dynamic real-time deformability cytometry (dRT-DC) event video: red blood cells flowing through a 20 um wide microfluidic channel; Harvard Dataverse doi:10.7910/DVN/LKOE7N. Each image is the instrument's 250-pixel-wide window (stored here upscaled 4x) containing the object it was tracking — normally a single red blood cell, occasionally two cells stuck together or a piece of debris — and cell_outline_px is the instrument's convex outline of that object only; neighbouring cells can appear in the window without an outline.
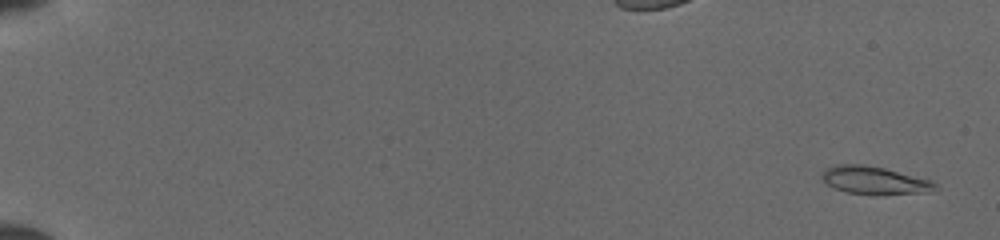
{"species": "common noctule bat (a hibernating species)", "species_latin": "Nyctalus noctula", "temperature_condition": "cold", "stored_images_in_passage": 52, "camera_frame_rate_fps": 3000, "um_per_image_px": 0.085, "animal": {"sex": "female", "body_mass_g": 19.5, "forearm_length_mm": 54.1}, "frame": {"image": 1, "passage_image": 2, "time_ms": 0.333, "image_size_px": [1000, 240], "cell_outline_px": [[940, 188], [928, 192], [876, 196], [872, 196], [844, 192], [828, 184], [820, 176], [820, 172], [824, 168], [836, 164], [860, 164], [884, 168], [932, 180]], "centroid_in_image_um": [74.33, 15.35], "position_along_channel_um": 10.7, "area_um2": 18.9}}
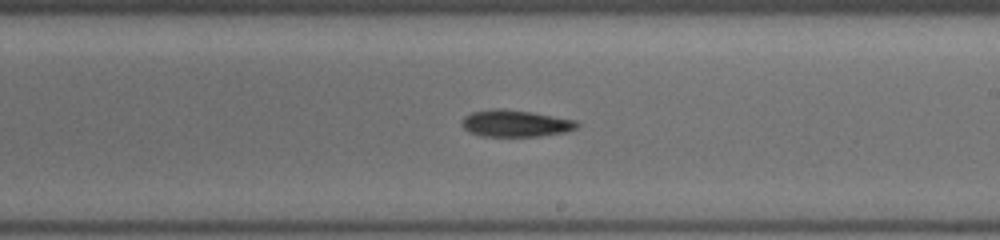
{"frame": {"image": 2, "passage_image": 32, "time_ms": 10.333, "image_size_px": [1000, 240], "cell_outline_px": [[580, 124], [576, 128], [564, 132], [540, 136], [480, 136], [468, 132], [460, 124], [460, 120], [464, 116], [472, 112], [492, 108], [500, 108], [532, 112], [576, 120]], "centroid_in_image_um": [43.76, 10.48], "position_along_channel_um": 245.2, "area_um2": 18.15}}
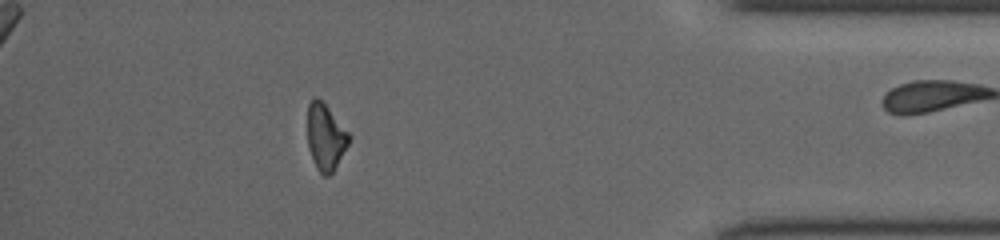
{"frame": {"image": 3, "passage_image": 46, "time_ms": 15.0, "image_size_px": [1000, 240], "cell_outline_px": [[352, 136], [348, 144], [332, 172], [328, 176], [324, 176], [316, 168], [308, 148], [308, 104], [312, 96], [316, 96], [328, 108]], "centroid_in_image_um": [27.66, 11.63], "position_along_channel_um": 407.5, "area_um2": 15.84}}